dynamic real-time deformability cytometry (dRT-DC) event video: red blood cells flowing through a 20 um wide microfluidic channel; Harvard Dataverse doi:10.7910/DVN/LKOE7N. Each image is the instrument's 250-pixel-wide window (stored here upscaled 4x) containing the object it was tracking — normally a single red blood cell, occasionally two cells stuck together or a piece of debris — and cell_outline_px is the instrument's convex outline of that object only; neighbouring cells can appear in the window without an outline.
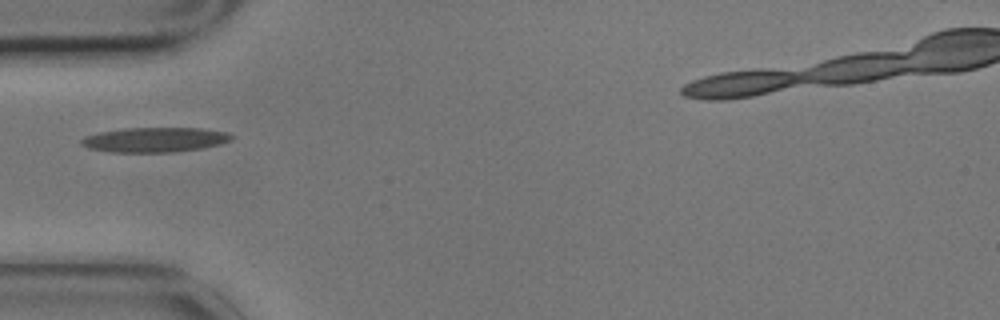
{"species": "common noctule bat (a hibernating species)", "species_latin": "Nyctalus noctula", "temperature_condition": "cold", "stored_images_in_passage": 3, "camera_frame_rate_fps": 3000, "um_per_image_px": 0.085, "animal": {"sex": "male", "body_mass_g": 17.9}, "frame": {"image": 1, "passage_image": 1, "time_ms": 0.0, "image_size_px": [1000, 320], "cell_outline_px": [[236, 136], [232, 140], [220, 144], [200, 148], [172, 152], [112, 152], [88, 148], [80, 144], [80, 140], [84, 136], [100, 132], [124, 128], [200, 128], [228, 132]], "centroid_in_image_um": [13.17, 11.87], "position_along_channel_um": 71.8, "area_um2": 21.73}}